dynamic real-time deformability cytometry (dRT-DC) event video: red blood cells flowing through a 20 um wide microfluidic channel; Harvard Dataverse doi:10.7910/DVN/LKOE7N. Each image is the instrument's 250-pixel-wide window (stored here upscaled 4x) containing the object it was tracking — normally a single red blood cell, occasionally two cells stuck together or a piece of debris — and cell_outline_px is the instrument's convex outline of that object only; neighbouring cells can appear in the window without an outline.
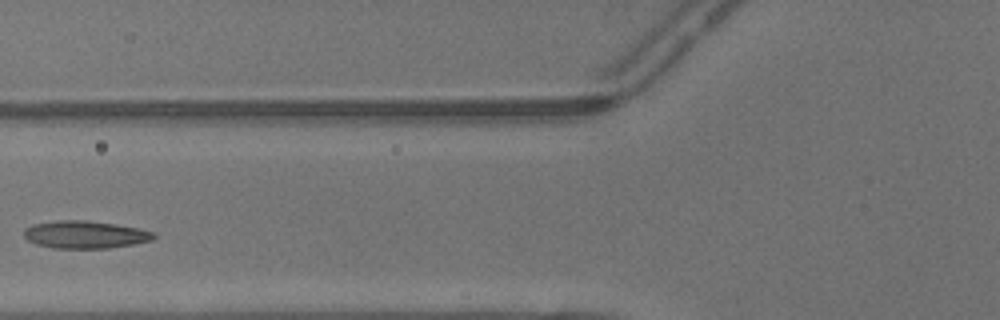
{"species": "common noctule bat (a hibernating species)", "species_latin": "Nyctalus noctula", "temperature_condition": "warm", "stored_images_in_passage": 3, "camera_frame_rate_fps": 3000, "um_per_image_px": 0.085, "animal": {"sex": "male", "body_mass_g": 13.3}, "frame": {"image": 1, "passage_image": 3, "time_ms": 0.667, "image_size_px": [1000, 320], "cell_outline_px": [[156, 236], [152, 240], [136, 244], [108, 248], [56, 248], [36, 244], [28, 240], [24, 236], [24, 228], [32, 224], [56, 220], [84, 220], [116, 224], [140, 228], [156, 232]], "centroid_in_image_um": [7.26, 19.93], "position_along_channel_um": 118.5, "area_um2": 21.04}}